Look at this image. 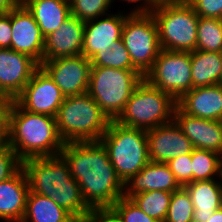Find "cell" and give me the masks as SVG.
<instances>
[{"label":"cell","mask_w":222,"mask_h":222,"mask_svg":"<svg viewBox=\"0 0 222 222\" xmlns=\"http://www.w3.org/2000/svg\"><path fill=\"white\" fill-rule=\"evenodd\" d=\"M61 155L90 208L111 207L123 196L124 184L100 141L64 143Z\"/></svg>","instance_id":"obj_1"},{"label":"cell","mask_w":222,"mask_h":222,"mask_svg":"<svg viewBox=\"0 0 222 222\" xmlns=\"http://www.w3.org/2000/svg\"><path fill=\"white\" fill-rule=\"evenodd\" d=\"M30 192L49 197L68 211L78 222L90 211L77 181L71 176L68 162L60 154L30 158L22 162Z\"/></svg>","instance_id":"obj_2"},{"label":"cell","mask_w":222,"mask_h":222,"mask_svg":"<svg viewBox=\"0 0 222 222\" xmlns=\"http://www.w3.org/2000/svg\"><path fill=\"white\" fill-rule=\"evenodd\" d=\"M64 143L57 130L56 117L29 112L14 102L7 144L22 162L60 155Z\"/></svg>","instance_id":"obj_3"},{"label":"cell","mask_w":222,"mask_h":222,"mask_svg":"<svg viewBox=\"0 0 222 222\" xmlns=\"http://www.w3.org/2000/svg\"><path fill=\"white\" fill-rule=\"evenodd\" d=\"M57 130L65 143L99 141L110 119L88 94L65 97L56 115Z\"/></svg>","instance_id":"obj_4"},{"label":"cell","mask_w":222,"mask_h":222,"mask_svg":"<svg viewBox=\"0 0 222 222\" xmlns=\"http://www.w3.org/2000/svg\"><path fill=\"white\" fill-rule=\"evenodd\" d=\"M151 14L158 27L161 50H196L199 16L186 0H160Z\"/></svg>","instance_id":"obj_5"},{"label":"cell","mask_w":222,"mask_h":222,"mask_svg":"<svg viewBox=\"0 0 222 222\" xmlns=\"http://www.w3.org/2000/svg\"><path fill=\"white\" fill-rule=\"evenodd\" d=\"M99 141L123 184L150 162L146 130L110 121Z\"/></svg>","instance_id":"obj_6"},{"label":"cell","mask_w":222,"mask_h":222,"mask_svg":"<svg viewBox=\"0 0 222 222\" xmlns=\"http://www.w3.org/2000/svg\"><path fill=\"white\" fill-rule=\"evenodd\" d=\"M177 101L143 79L115 120L120 125L150 130L173 121Z\"/></svg>","instance_id":"obj_7"},{"label":"cell","mask_w":222,"mask_h":222,"mask_svg":"<svg viewBox=\"0 0 222 222\" xmlns=\"http://www.w3.org/2000/svg\"><path fill=\"white\" fill-rule=\"evenodd\" d=\"M143 79L144 76L138 70L91 66L87 93L110 121H115Z\"/></svg>","instance_id":"obj_8"},{"label":"cell","mask_w":222,"mask_h":222,"mask_svg":"<svg viewBox=\"0 0 222 222\" xmlns=\"http://www.w3.org/2000/svg\"><path fill=\"white\" fill-rule=\"evenodd\" d=\"M122 40L133 66L145 76L161 51L158 27L153 15L130 14L125 20Z\"/></svg>","instance_id":"obj_9"},{"label":"cell","mask_w":222,"mask_h":222,"mask_svg":"<svg viewBox=\"0 0 222 222\" xmlns=\"http://www.w3.org/2000/svg\"><path fill=\"white\" fill-rule=\"evenodd\" d=\"M144 79L178 101L192 89L191 52L161 50Z\"/></svg>","instance_id":"obj_10"},{"label":"cell","mask_w":222,"mask_h":222,"mask_svg":"<svg viewBox=\"0 0 222 222\" xmlns=\"http://www.w3.org/2000/svg\"><path fill=\"white\" fill-rule=\"evenodd\" d=\"M91 66L90 60L82 54L43 60L40 64L65 97L88 92Z\"/></svg>","instance_id":"obj_11"},{"label":"cell","mask_w":222,"mask_h":222,"mask_svg":"<svg viewBox=\"0 0 222 222\" xmlns=\"http://www.w3.org/2000/svg\"><path fill=\"white\" fill-rule=\"evenodd\" d=\"M64 98L60 88L39 67L15 101L29 112L56 117Z\"/></svg>","instance_id":"obj_12"},{"label":"cell","mask_w":222,"mask_h":222,"mask_svg":"<svg viewBox=\"0 0 222 222\" xmlns=\"http://www.w3.org/2000/svg\"><path fill=\"white\" fill-rule=\"evenodd\" d=\"M11 49L43 62L44 37L33 14L22 3L11 10Z\"/></svg>","instance_id":"obj_13"},{"label":"cell","mask_w":222,"mask_h":222,"mask_svg":"<svg viewBox=\"0 0 222 222\" xmlns=\"http://www.w3.org/2000/svg\"><path fill=\"white\" fill-rule=\"evenodd\" d=\"M129 11L108 13L96 19L86 21L82 55L89 60L99 51L112 50L113 42L122 39V31Z\"/></svg>","instance_id":"obj_14"},{"label":"cell","mask_w":222,"mask_h":222,"mask_svg":"<svg viewBox=\"0 0 222 222\" xmlns=\"http://www.w3.org/2000/svg\"><path fill=\"white\" fill-rule=\"evenodd\" d=\"M150 161L167 163L181 155L192 153L191 141L173 120L146 131Z\"/></svg>","instance_id":"obj_15"},{"label":"cell","mask_w":222,"mask_h":222,"mask_svg":"<svg viewBox=\"0 0 222 222\" xmlns=\"http://www.w3.org/2000/svg\"><path fill=\"white\" fill-rule=\"evenodd\" d=\"M39 67L28 55L0 48V92L15 99Z\"/></svg>","instance_id":"obj_16"},{"label":"cell","mask_w":222,"mask_h":222,"mask_svg":"<svg viewBox=\"0 0 222 222\" xmlns=\"http://www.w3.org/2000/svg\"><path fill=\"white\" fill-rule=\"evenodd\" d=\"M85 22L70 15L61 26L44 39L43 60L82 54Z\"/></svg>","instance_id":"obj_17"},{"label":"cell","mask_w":222,"mask_h":222,"mask_svg":"<svg viewBox=\"0 0 222 222\" xmlns=\"http://www.w3.org/2000/svg\"><path fill=\"white\" fill-rule=\"evenodd\" d=\"M173 120L194 148L213 151L222 156V121L192 117L178 107L174 110Z\"/></svg>","instance_id":"obj_18"},{"label":"cell","mask_w":222,"mask_h":222,"mask_svg":"<svg viewBox=\"0 0 222 222\" xmlns=\"http://www.w3.org/2000/svg\"><path fill=\"white\" fill-rule=\"evenodd\" d=\"M177 107L192 117L222 121V84L192 88L177 101Z\"/></svg>","instance_id":"obj_19"},{"label":"cell","mask_w":222,"mask_h":222,"mask_svg":"<svg viewBox=\"0 0 222 222\" xmlns=\"http://www.w3.org/2000/svg\"><path fill=\"white\" fill-rule=\"evenodd\" d=\"M180 187L167 163L150 161L124 183L123 196L131 198L153 190L174 192Z\"/></svg>","instance_id":"obj_20"},{"label":"cell","mask_w":222,"mask_h":222,"mask_svg":"<svg viewBox=\"0 0 222 222\" xmlns=\"http://www.w3.org/2000/svg\"><path fill=\"white\" fill-rule=\"evenodd\" d=\"M29 191L27 175L23 168L10 179L0 182L1 221H22Z\"/></svg>","instance_id":"obj_21"},{"label":"cell","mask_w":222,"mask_h":222,"mask_svg":"<svg viewBox=\"0 0 222 222\" xmlns=\"http://www.w3.org/2000/svg\"><path fill=\"white\" fill-rule=\"evenodd\" d=\"M190 196L194 212L193 222H207L213 212L222 207V178L194 181L183 186Z\"/></svg>","instance_id":"obj_22"},{"label":"cell","mask_w":222,"mask_h":222,"mask_svg":"<svg viewBox=\"0 0 222 222\" xmlns=\"http://www.w3.org/2000/svg\"><path fill=\"white\" fill-rule=\"evenodd\" d=\"M45 38L71 15L69 0H24Z\"/></svg>","instance_id":"obj_23"},{"label":"cell","mask_w":222,"mask_h":222,"mask_svg":"<svg viewBox=\"0 0 222 222\" xmlns=\"http://www.w3.org/2000/svg\"><path fill=\"white\" fill-rule=\"evenodd\" d=\"M21 222H78L68 211L49 197L28 193L25 213Z\"/></svg>","instance_id":"obj_24"},{"label":"cell","mask_w":222,"mask_h":222,"mask_svg":"<svg viewBox=\"0 0 222 222\" xmlns=\"http://www.w3.org/2000/svg\"><path fill=\"white\" fill-rule=\"evenodd\" d=\"M192 88L221 84L222 54L194 50L191 52Z\"/></svg>","instance_id":"obj_25"},{"label":"cell","mask_w":222,"mask_h":222,"mask_svg":"<svg viewBox=\"0 0 222 222\" xmlns=\"http://www.w3.org/2000/svg\"><path fill=\"white\" fill-rule=\"evenodd\" d=\"M193 182L222 178V156L216 152L194 148L191 153Z\"/></svg>","instance_id":"obj_26"},{"label":"cell","mask_w":222,"mask_h":222,"mask_svg":"<svg viewBox=\"0 0 222 222\" xmlns=\"http://www.w3.org/2000/svg\"><path fill=\"white\" fill-rule=\"evenodd\" d=\"M196 50L222 52V19L199 17Z\"/></svg>","instance_id":"obj_27"},{"label":"cell","mask_w":222,"mask_h":222,"mask_svg":"<svg viewBox=\"0 0 222 222\" xmlns=\"http://www.w3.org/2000/svg\"><path fill=\"white\" fill-rule=\"evenodd\" d=\"M172 192L153 190L140 192L131 197L138 207L148 216L164 222L168 213Z\"/></svg>","instance_id":"obj_28"},{"label":"cell","mask_w":222,"mask_h":222,"mask_svg":"<svg viewBox=\"0 0 222 222\" xmlns=\"http://www.w3.org/2000/svg\"><path fill=\"white\" fill-rule=\"evenodd\" d=\"M110 48L112 50L97 52L90 59L91 65L126 70H137L132 64L130 54L126 49L122 39L113 42Z\"/></svg>","instance_id":"obj_29"},{"label":"cell","mask_w":222,"mask_h":222,"mask_svg":"<svg viewBox=\"0 0 222 222\" xmlns=\"http://www.w3.org/2000/svg\"><path fill=\"white\" fill-rule=\"evenodd\" d=\"M194 207L188 191L181 186L172 192L169 209L164 222H193Z\"/></svg>","instance_id":"obj_30"},{"label":"cell","mask_w":222,"mask_h":222,"mask_svg":"<svg viewBox=\"0 0 222 222\" xmlns=\"http://www.w3.org/2000/svg\"><path fill=\"white\" fill-rule=\"evenodd\" d=\"M70 13L81 21H90L110 13L111 0H69Z\"/></svg>","instance_id":"obj_31"},{"label":"cell","mask_w":222,"mask_h":222,"mask_svg":"<svg viewBox=\"0 0 222 222\" xmlns=\"http://www.w3.org/2000/svg\"><path fill=\"white\" fill-rule=\"evenodd\" d=\"M111 208L122 222H159L145 214L131 198L122 196Z\"/></svg>","instance_id":"obj_32"},{"label":"cell","mask_w":222,"mask_h":222,"mask_svg":"<svg viewBox=\"0 0 222 222\" xmlns=\"http://www.w3.org/2000/svg\"><path fill=\"white\" fill-rule=\"evenodd\" d=\"M167 164L180 186L193 182L191 153L171 159Z\"/></svg>","instance_id":"obj_33"},{"label":"cell","mask_w":222,"mask_h":222,"mask_svg":"<svg viewBox=\"0 0 222 222\" xmlns=\"http://www.w3.org/2000/svg\"><path fill=\"white\" fill-rule=\"evenodd\" d=\"M21 168L22 161L8 144L0 149V182L10 179Z\"/></svg>","instance_id":"obj_34"},{"label":"cell","mask_w":222,"mask_h":222,"mask_svg":"<svg viewBox=\"0 0 222 222\" xmlns=\"http://www.w3.org/2000/svg\"><path fill=\"white\" fill-rule=\"evenodd\" d=\"M199 17L222 19V0H186Z\"/></svg>","instance_id":"obj_35"},{"label":"cell","mask_w":222,"mask_h":222,"mask_svg":"<svg viewBox=\"0 0 222 222\" xmlns=\"http://www.w3.org/2000/svg\"><path fill=\"white\" fill-rule=\"evenodd\" d=\"M80 222H122L117 213L111 208H91Z\"/></svg>","instance_id":"obj_36"},{"label":"cell","mask_w":222,"mask_h":222,"mask_svg":"<svg viewBox=\"0 0 222 222\" xmlns=\"http://www.w3.org/2000/svg\"><path fill=\"white\" fill-rule=\"evenodd\" d=\"M14 102L12 96L0 92V131L9 130L10 112Z\"/></svg>","instance_id":"obj_37"},{"label":"cell","mask_w":222,"mask_h":222,"mask_svg":"<svg viewBox=\"0 0 222 222\" xmlns=\"http://www.w3.org/2000/svg\"><path fill=\"white\" fill-rule=\"evenodd\" d=\"M12 27L11 10L6 14H0V48H11Z\"/></svg>","instance_id":"obj_38"},{"label":"cell","mask_w":222,"mask_h":222,"mask_svg":"<svg viewBox=\"0 0 222 222\" xmlns=\"http://www.w3.org/2000/svg\"><path fill=\"white\" fill-rule=\"evenodd\" d=\"M115 0H111L112 4ZM122 2H128V4H141V5H133L134 8L130 10V14H151L155 6L157 5L159 0H118ZM139 2V3H138Z\"/></svg>","instance_id":"obj_39"},{"label":"cell","mask_w":222,"mask_h":222,"mask_svg":"<svg viewBox=\"0 0 222 222\" xmlns=\"http://www.w3.org/2000/svg\"><path fill=\"white\" fill-rule=\"evenodd\" d=\"M19 2L17 0H0V14H6Z\"/></svg>","instance_id":"obj_40"},{"label":"cell","mask_w":222,"mask_h":222,"mask_svg":"<svg viewBox=\"0 0 222 222\" xmlns=\"http://www.w3.org/2000/svg\"><path fill=\"white\" fill-rule=\"evenodd\" d=\"M207 222H222V207L214 211L212 216L207 219Z\"/></svg>","instance_id":"obj_41"},{"label":"cell","mask_w":222,"mask_h":222,"mask_svg":"<svg viewBox=\"0 0 222 222\" xmlns=\"http://www.w3.org/2000/svg\"><path fill=\"white\" fill-rule=\"evenodd\" d=\"M8 131H0V149L7 144Z\"/></svg>","instance_id":"obj_42"}]
</instances>
